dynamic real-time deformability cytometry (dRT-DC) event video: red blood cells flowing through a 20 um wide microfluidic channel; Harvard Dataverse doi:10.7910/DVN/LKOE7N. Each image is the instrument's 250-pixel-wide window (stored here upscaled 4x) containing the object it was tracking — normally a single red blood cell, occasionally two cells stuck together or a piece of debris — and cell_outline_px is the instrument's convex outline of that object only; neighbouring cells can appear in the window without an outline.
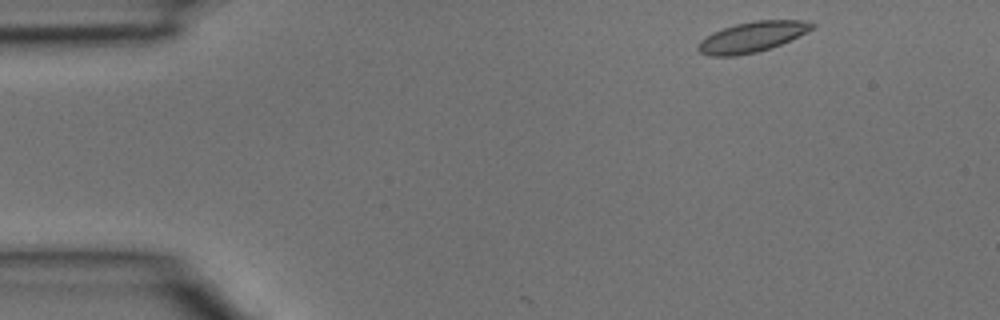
{"species": "common noctule bat (a hibernating species)", "species_latin": "Nyctalus noctula", "temperature_condition": "room temperature", "stored_images_in_passage": 29, "camera_frame_rate_fps": 3000, "um_per_image_px": 0.085, "animal": {"sex": "male", "body_mass_g": 15.6}, "frame": {"image": 1, "passage_image": 1, "time_ms": 0.0, "image_size_px": [1000, 320], "cell_outline_px": [[816, 24], [812, 28], [780, 44], [756, 52], [736, 56], [712, 56], [700, 52], [696, 48], [696, 44], [700, 40], [712, 32], [736, 24], [756, 20], [804, 20]], "centroid_in_image_um": [63.85, 3.14], "position_along_channel_um": 21.1, "area_um2": 19.83}}
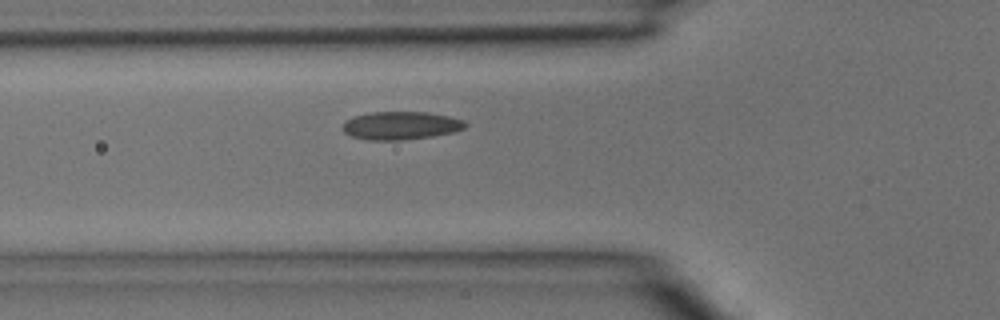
{"frame": {"image": 2, "passage_image": 10, "time_ms": 3.0, "image_size_px": [1000, 320], "cell_outline_px": [[468, 124], [464, 128], [452, 132], [432, 136], [400, 140], [368, 140], [352, 136], [344, 132], [340, 128], [344, 120], [352, 116], [372, 112], [428, 112], [448, 116], [464, 120]], "centroid_in_image_um": [34.02, 10.66], "position_along_channel_um": 91.8, "area_um2": 20.17}}
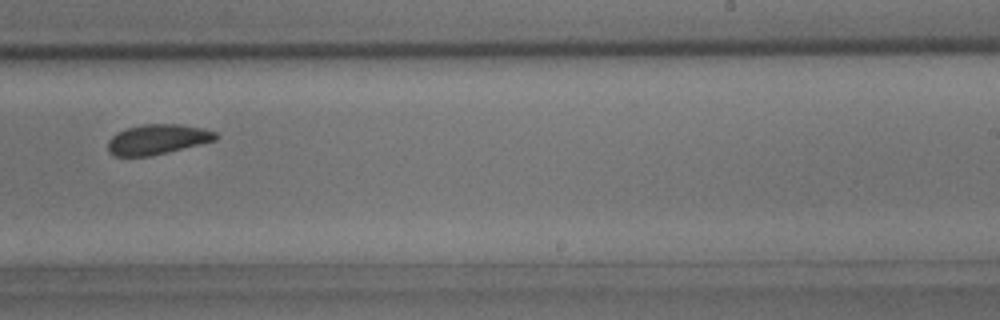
{"frame": {"image": 3, "passage_image": 21, "time_ms": 6.667, "image_size_px": [1000, 320], "cell_outline_px": [[220, 136], [216, 140], [200, 144], [148, 156], [116, 156], [108, 152], [108, 140], [116, 132], [128, 128], [144, 124], [180, 124], [204, 128], [216, 132]], "centroid_in_image_um": [13.39, 11.83], "position_along_channel_um": 275.6, "area_um2": 18.79}}